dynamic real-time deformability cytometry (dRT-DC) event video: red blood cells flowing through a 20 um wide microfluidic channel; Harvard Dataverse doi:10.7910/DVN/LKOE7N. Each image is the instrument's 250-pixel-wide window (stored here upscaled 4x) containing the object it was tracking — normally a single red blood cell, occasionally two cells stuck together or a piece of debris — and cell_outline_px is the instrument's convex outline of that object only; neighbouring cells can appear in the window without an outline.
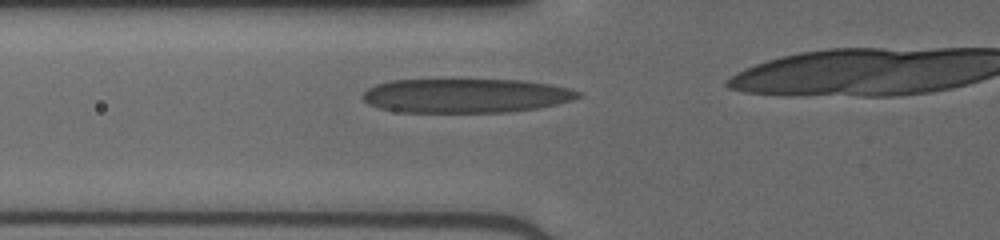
{"species": "human", "species_latin": "Homo sapiens", "temperature_condition": "cold", "stored_images_in_passage": 12, "camera_frame_rate_fps": 3000, "um_per_image_px": 0.085, "donor": {"sex": "male"}, "frame": {"image": 1, "passage_image": 2, "time_ms": 0.333, "image_size_px": [1000, 240], "cell_outline_px": [[584, 96], [572, 100], [556, 104], [536, 108], [508, 112], [400, 112], [380, 108], [368, 104], [360, 96], [368, 88], [376, 84], [392, 80], [524, 80], [552, 84], [568, 88], [580, 92]], "centroid_in_image_um": [39.6, 8.13], "position_along_channel_um": 86.2, "area_um2": 43.0}}
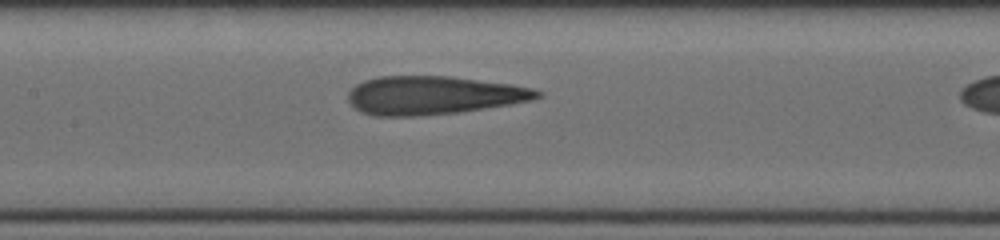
{"frame": {"image": 2, "passage_image": 8, "time_ms": 2.333, "image_size_px": [1000, 240], "cell_outline_px": [[544, 96], [532, 100], [484, 108], [456, 112], [416, 116], [376, 116], [360, 112], [348, 100], [348, 92], [356, 84], [364, 80], [380, 76], [452, 76], [512, 84], [532, 88], [544, 92]], "centroid_in_image_um": [36.84, 8.09], "position_along_channel_um": 170.6, "area_um2": 42.37}}
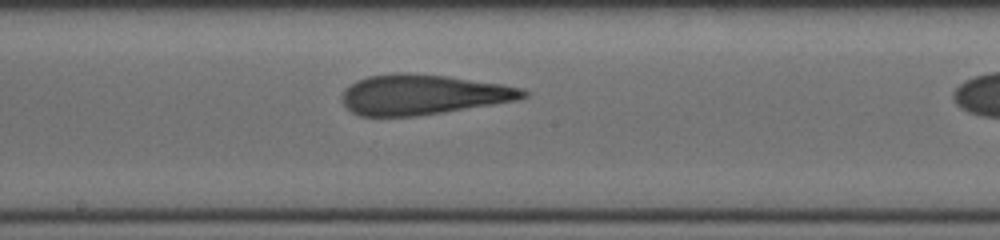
{"frame": {"image": 3, "passage_image": 11, "time_ms": 3.333, "image_size_px": [1000, 240], "cell_outline_px": [[528, 96], [520, 100], [416, 116], [360, 116], [352, 112], [344, 104], [344, 88], [368, 76], [396, 72], [400, 72], [448, 76], [504, 84], [524, 88], [528, 92]], "centroid_in_image_um": [36.02, 8.03], "position_along_channel_um": 212.2, "area_um2": 42.25}}